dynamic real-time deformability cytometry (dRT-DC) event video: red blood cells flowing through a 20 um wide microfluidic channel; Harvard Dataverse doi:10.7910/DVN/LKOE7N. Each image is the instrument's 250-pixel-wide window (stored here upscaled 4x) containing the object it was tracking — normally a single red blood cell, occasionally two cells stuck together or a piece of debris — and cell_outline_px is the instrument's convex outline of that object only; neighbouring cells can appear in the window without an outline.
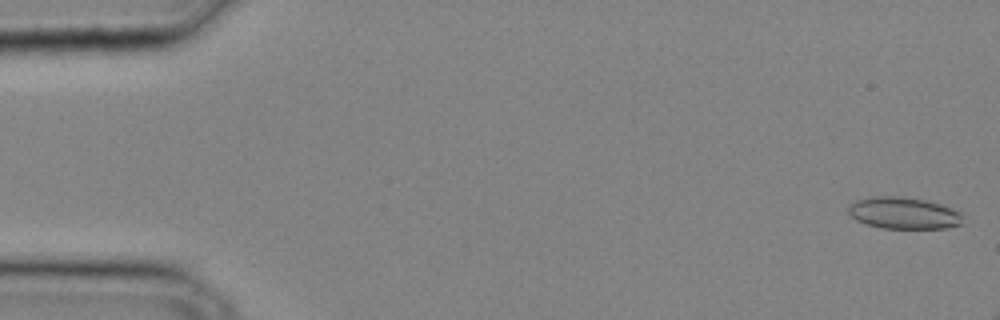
{"species": "common noctule bat (a hibernating species)", "species_latin": "Nyctalus noctula", "temperature_condition": "cold", "stored_images_in_passage": 8, "camera_frame_rate_fps": 3000, "um_per_image_px": 0.085, "animal": {"sex": "male", "body_mass_g": 20.4}, "frame": {"image": 1, "passage_image": 1, "time_ms": 0.0, "image_size_px": [1000, 320], "cell_outline_px": [[960, 224], [944, 228], [880, 228], [856, 220], [848, 212], [848, 204], [856, 200], [872, 196], [896, 196], [928, 200], [940, 204], [960, 212]], "centroid_in_image_um": [76.75, 18.1], "position_along_channel_um": 8.3, "area_um2": 20.98}}